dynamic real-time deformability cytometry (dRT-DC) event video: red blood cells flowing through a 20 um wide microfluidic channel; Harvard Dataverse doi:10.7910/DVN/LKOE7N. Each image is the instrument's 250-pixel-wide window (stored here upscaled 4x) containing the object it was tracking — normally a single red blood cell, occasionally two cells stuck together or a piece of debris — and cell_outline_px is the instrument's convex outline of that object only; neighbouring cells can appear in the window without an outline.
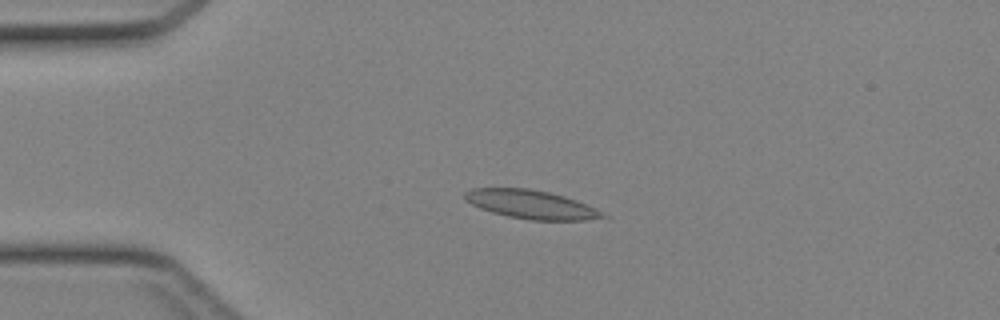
{"species": "Egyptian fruit bat (a non-hibernating species)", "species_latin": "Rousettus aegyptiacus", "temperature_condition": "cold", "stored_images_in_passage": 45, "camera_frame_rate_fps": 3000, "um_per_image_px": 0.085, "animal": {"sex": "female"}, "frame": {"image": 1, "passage_image": 11, "time_ms": 3.333, "image_size_px": [1000, 320], "cell_outline_px": [[608, 216], [584, 220], [532, 220], [508, 216], [492, 212], [480, 208], [464, 200], [464, 192], [472, 188], [528, 188], [548, 192], [564, 196], [576, 200]], "centroid_in_image_um": [45.06, 17.36], "position_along_channel_um": 39.9, "area_um2": 22.6}}
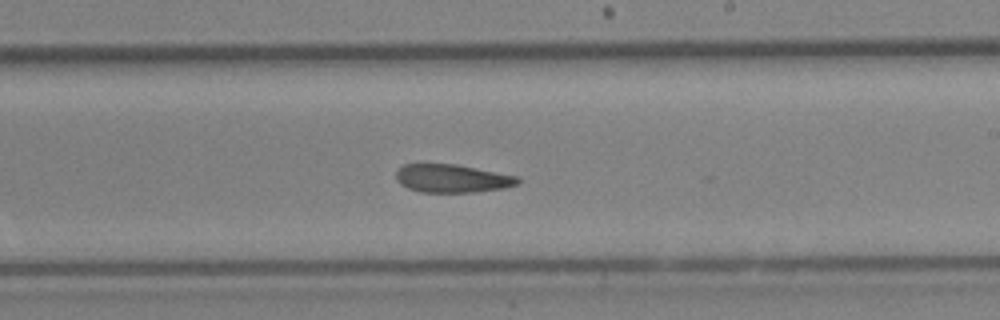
{"frame": {"image": 2, "passage_image": 27, "time_ms": 8.667, "image_size_px": [1000, 320], "cell_outline_px": [[520, 184], [504, 188], [476, 192], [420, 192], [408, 188], [400, 184], [396, 180], [396, 172], [404, 164], [456, 164], [520, 176]], "centroid_in_image_um": [38.48, 15.17], "position_along_channel_um": 250.5, "area_um2": 20.17}}
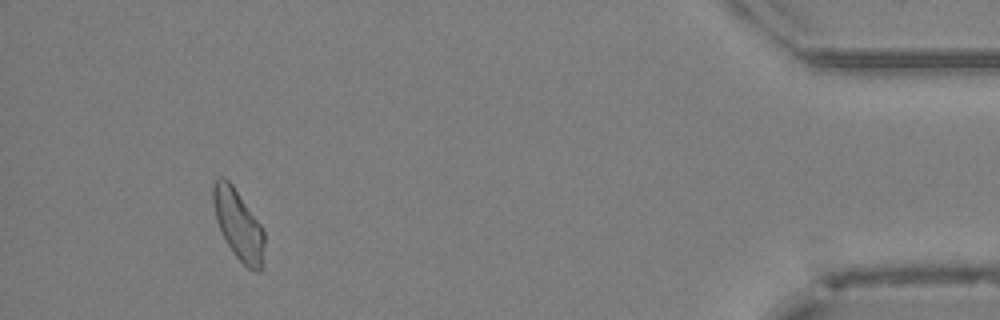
{"frame": {"image": 3, "passage_image": 42, "time_ms": 13.667, "image_size_px": [1000, 320], "cell_outline_px": [[264, 268], [260, 272], [256, 272], [248, 268], [232, 252], [216, 220], [212, 204], [212, 184], [220, 176], [224, 176], [232, 184], [264, 228]], "centroid_in_image_um": [20.28, 19.1], "position_along_channel_um": 414.9, "area_um2": 21.21}}